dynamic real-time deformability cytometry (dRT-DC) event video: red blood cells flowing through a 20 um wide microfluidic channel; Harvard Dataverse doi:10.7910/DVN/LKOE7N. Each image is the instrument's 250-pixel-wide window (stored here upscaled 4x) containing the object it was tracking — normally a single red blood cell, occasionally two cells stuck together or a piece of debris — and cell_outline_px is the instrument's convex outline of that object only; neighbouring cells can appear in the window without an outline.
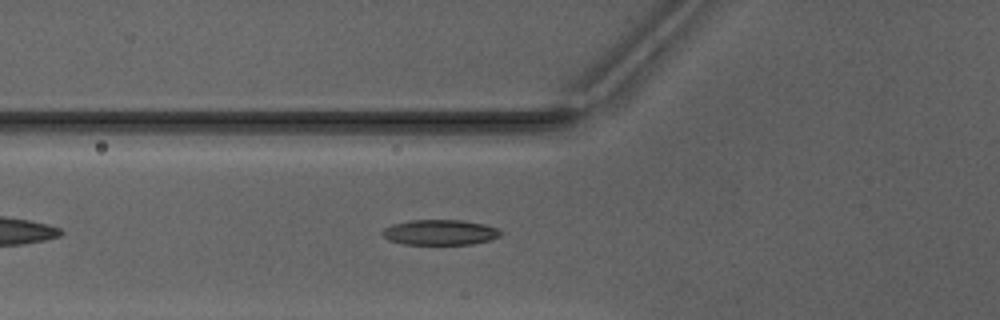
{"species": "Egyptian fruit bat (a non-hibernating species)", "species_latin": "Rousettus aegyptiacus", "temperature_condition": "warm", "stored_images_in_passage": 38, "camera_frame_rate_fps": 3000, "um_per_image_px": 0.085, "animal": {"sex": "male"}, "frame": {"image": 1, "passage_image": 7, "time_ms": 2.0, "image_size_px": [1000, 320], "cell_outline_px": [[504, 232], [500, 236], [492, 240], [472, 244], [400, 244], [388, 240], [380, 232], [384, 228], [392, 224], [408, 220], [460, 220], [484, 224], [500, 228]], "centroid_in_image_um": [37.42, 19.75], "position_along_channel_um": 88.4, "area_um2": 17.74}}
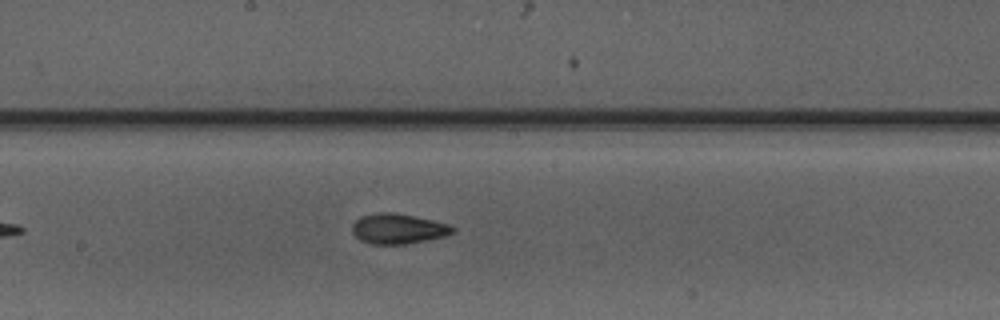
{"frame": {"image": 2, "passage_image": 16, "time_ms": 5.0, "image_size_px": [1000, 320], "cell_outline_px": [[456, 232], [444, 236], [404, 244], [372, 244], [360, 240], [352, 232], [352, 224], [360, 216], [384, 212], [392, 212], [432, 220], [448, 224], [456, 228]], "centroid_in_image_um": [33.83, 19.44], "position_along_channel_um": 214.4, "area_um2": 17.46}}
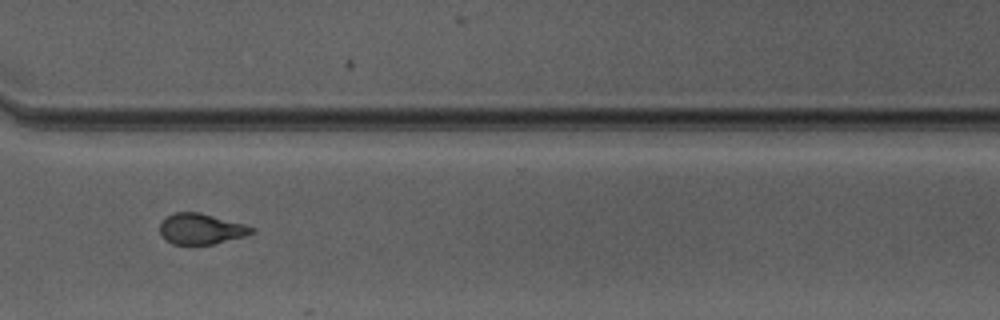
{"frame": {"image": 3, "passage_image": 26, "time_ms": 8.333, "image_size_px": [1000, 320], "cell_outline_px": [[256, 232], [244, 236], [212, 244], [172, 244], [160, 232], [160, 224], [168, 216], [176, 212], [200, 212], [244, 224], [256, 228]], "centroid_in_image_um": [17.13, 19.45], "position_along_channel_um": 353.5, "area_um2": 16.18}, "authors_computed_cell_mechanics": {"area_um2": 16.8198, "velocity_mm_per_s": 4.1782, "shape_relaxation_time_tau1_ms": 3.1294, "shape_relaxation_time_tau2_ms": 0.9214, "deformation_change_tau1": 0.1465, "deformation_change_tau2": 0.0765}}